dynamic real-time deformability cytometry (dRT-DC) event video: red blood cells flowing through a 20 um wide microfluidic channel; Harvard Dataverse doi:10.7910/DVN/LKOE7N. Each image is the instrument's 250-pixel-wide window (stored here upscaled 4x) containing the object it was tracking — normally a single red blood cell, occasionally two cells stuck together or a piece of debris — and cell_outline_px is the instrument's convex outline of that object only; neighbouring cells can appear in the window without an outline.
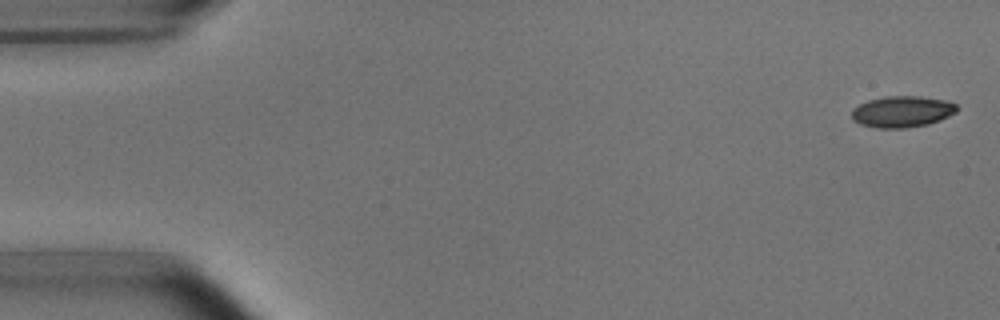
{"species": "common noctule bat (a hibernating species)", "species_latin": "Nyctalus noctula", "temperature_condition": "room temperature", "stored_images_in_passage": 52, "camera_frame_rate_fps": 3000, "um_per_image_px": 0.085, "animal": {"sex": "male", "body_mass_g": 15.6}, "frame": {"image": 1, "passage_image": 1, "time_ms": 0.0, "image_size_px": [1000, 320], "cell_outline_px": [[960, 108], [956, 112], [940, 120], [928, 124], [904, 128], [876, 128], [860, 124], [852, 120], [852, 108], [868, 100], [884, 96], [920, 96], [944, 100], [956, 104]], "centroid_in_image_um": [76.67, 9.49], "position_along_channel_um": 8.3, "area_um2": 19.31}}
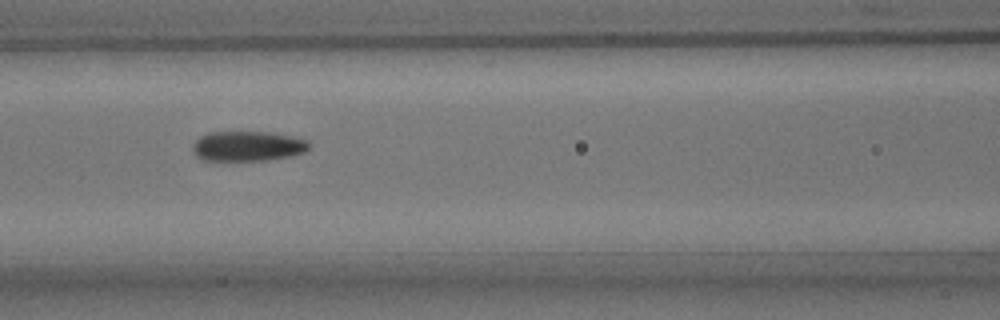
{"frame": {"image": 2, "passage_image": 22, "time_ms": 7.0, "image_size_px": [1000, 320], "cell_outline_px": [[312, 144], [304, 152], [292, 156], [268, 160], [204, 160], [196, 156], [192, 148], [192, 144], [200, 136], [212, 132], [268, 132], [292, 136], [308, 140]], "centroid_in_image_um": [21.08, 12.42], "position_along_channel_um": 145.5, "area_um2": 20.4}}
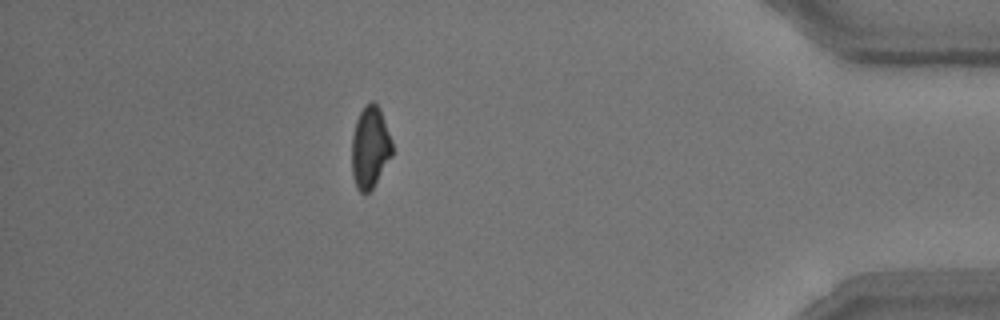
{"frame": {"image": 3, "passage_image": 46, "time_ms": 15.0, "image_size_px": [1000, 320], "cell_outline_px": [[392, 156], [372, 188], [368, 192], [360, 192], [356, 188], [352, 176], [352, 136], [356, 120], [364, 104], [372, 100], [380, 108], [392, 140]], "centroid_in_image_um": [31.45, 12.5], "position_along_channel_um": 403.8, "area_um2": 19.36}, "authors_computed_cell_mechanics": {"area_um2": 20.0277, "velocity_mm_per_s": 3.8003, "shape_relaxation_time_tau1_ms": 4.3096, "shape_relaxation_time_tau2_ms": 3.3861, "deformation_change_tau1": 0.1148, "deformation_change_tau2": 0.0823}}